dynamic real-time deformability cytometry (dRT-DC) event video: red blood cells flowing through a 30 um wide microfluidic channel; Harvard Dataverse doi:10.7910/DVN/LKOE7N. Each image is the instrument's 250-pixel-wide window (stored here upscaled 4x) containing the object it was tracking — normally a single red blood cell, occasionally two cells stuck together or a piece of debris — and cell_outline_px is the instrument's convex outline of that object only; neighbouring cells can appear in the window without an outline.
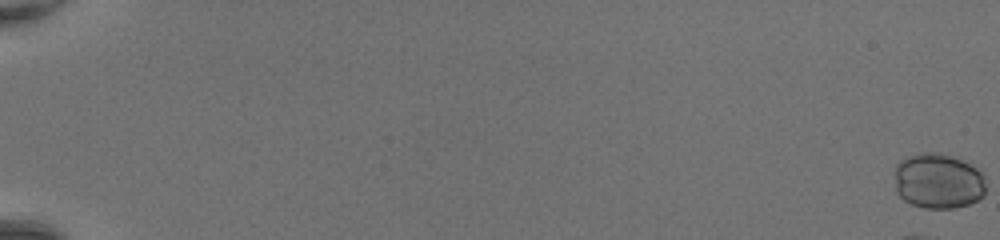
{"species": "common noctule bat (a hibernating species)", "species_latin": "Nyctalus noctula", "temperature_condition": "room temperature", "stored_images_in_passage": 8, "camera_frame_rate_fps": 3000, "um_per_image_px": 0.085, "animal": {"sex": "female", "body_mass_g": 20.0, "forearm_length_mm": 54.0}, "frame": {"image": 1, "passage_image": 1, "time_ms": 0.0, "image_size_px": [1000, 240], "cell_outline_px": [[984, 196], [968, 204], [952, 208], [924, 208], [912, 204], [904, 200], [896, 192], [892, 172], [896, 164], [900, 160], [908, 156], [920, 152], [936, 152], [952, 156], [976, 168], [984, 176]], "centroid_in_image_um": [79.67, 15.38], "position_along_channel_um": 5.3, "area_um2": 29.71}}